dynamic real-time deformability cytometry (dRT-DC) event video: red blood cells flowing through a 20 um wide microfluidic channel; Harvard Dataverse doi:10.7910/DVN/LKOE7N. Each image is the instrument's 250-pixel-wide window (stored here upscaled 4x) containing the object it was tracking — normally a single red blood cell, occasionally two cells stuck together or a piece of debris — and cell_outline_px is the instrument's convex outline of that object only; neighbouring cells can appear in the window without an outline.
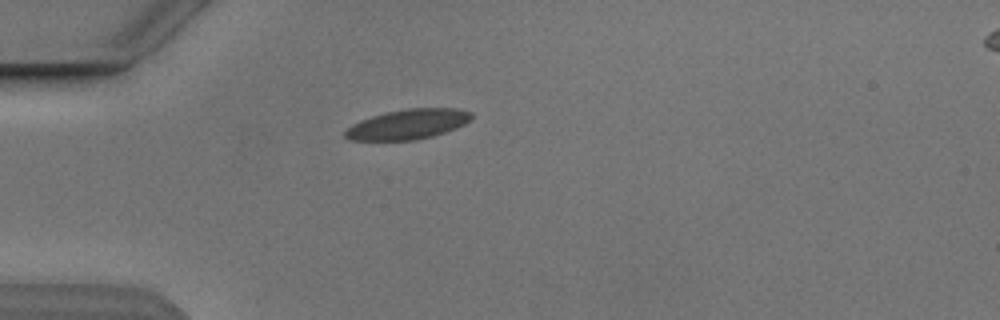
{"species": "Egyptian fruit bat (a non-hibernating species)", "species_latin": "Rousettus aegyptiacus", "temperature_condition": "cold", "stored_images_in_passage": 3, "camera_frame_rate_fps": 3000, "um_per_image_px": 0.085, "animal": {"sex": "male"}, "frame": {"image": 1, "passage_image": 3, "time_ms": 3.333, "image_size_px": [1000, 320], "cell_outline_px": [[472, 116], [464, 124], [456, 128], [432, 136], [416, 140], [348, 140], [344, 136], [344, 132], [352, 124], [360, 120], [372, 116], [388, 112], [408, 108], [456, 108], [472, 112]], "centroid_in_image_um": [34.66, 10.56], "position_along_channel_um": 50.3, "area_um2": 21.91}}